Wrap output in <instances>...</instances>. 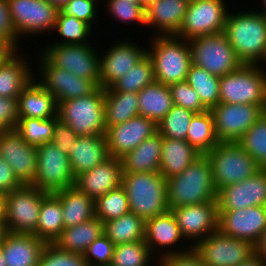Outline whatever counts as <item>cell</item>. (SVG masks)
I'll list each match as a JSON object with an SVG mask.
<instances>
[{"label": "cell", "mask_w": 266, "mask_h": 266, "mask_svg": "<svg viewBox=\"0 0 266 266\" xmlns=\"http://www.w3.org/2000/svg\"><path fill=\"white\" fill-rule=\"evenodd\" d=\"M230 11L223 32L238 59L243 64H266V17L256 9Z\"/></svg>", "instance_id": "1"}, {"label": "cell", "mask_w": 266, "mask_h": 266, "mask_svg": "<svg viewBox=\"0 0 266 266\" xmlns=\"http://www.w3.org/2000/svg\"><path fill=\"white\" fill-rule=\"evenodd\" d=\"M169 209L217 200L212 166L206 155H201L183 172L167 179Z\"/></svg>", "instance_id": "2"}, {"label": "cell", "mask_w": 266, "mask_h": 266, "mask_svg": "<svg viewBox=\"0 0 266 266\" xmlns=\"http://www.w3.org/2000/svg\"><path fill=\"white\" fill-rule=\"evenodd\" d=\"M121 186L126 191L130 212L144 221L169 211L167 180L159 172L123 173Z\"/></svg>", "instance_id": "3"}, {"label": "cell", "mask_w": 266, "mask_h": 266, "mask_svg": "<svg viewBox=\"0 0 266 266\" xmlns=\"http://www.w3.org/2000/svg\"><path fill=\"white\" fill-rule=\"evenodd\" d=\"M149 41L147 55L153 63L155 81L167 86L186 81L192 65L188 40L176 36H151Z\"/></svg>", "instance_id": "4"}, {"label": "cell", "mask_w": 266, "mask_h": 266, "mask_svg": "<svg viewBox=\"0 0 266 266\" xmlns=\"http://www.w3.org/2000/svg\"><path fill=\"white\" fill-rule=\"evenodd\" d=\"M266 67L242 64L220 77L219 103L266 106Z\"/></svg>", "instance_id": "5"}, {"label": "cell", "mask_w": 266, "mask_h": 266, "mask_svg": "<svg viewBox=\"0 0 266 266\" xmlns=\"http://www.w3.org/2000/svg\"><path fill=\"white\" fill-rule=\"evenodd\" d=\"M105 92L98 87L92 94L58 103V118L79 136H105Z\"/></svg>", "instance_id": "6"}, {"label": "cell", "mask_w": 266, "mask_h": 266, "mask_svg": "<svg viewBox=\"0 0 266 266\" xmlns=\"http://www.w3.org/2000/svg\"><path fill=\"white\" fill-rule=\"evenodd\" d=\"M212 166L215 189L241 182L262 169L237 142H219L205 154Z\"/></svg>", "instance_id": "7"}, {"label": "cell", "mask_w": 266, "mask_h": 266, "mask_svg": "<svg viewBox=\"0 0 266 266\" xmlns=\"http://www.w3.org/2000/svg\"><path fill=\"white\" fill-rule=\"evenodd\" d=\"M47 194L33 185H22L3 195L5 231L34 234L39 220L41 203Z\"/></svg>", "instance_id": "8"}, {"label": "cell", "mask_w": 266, "mask_h": 266, "mask_svg": "<svg viewBox=\"0 0 266 266\" xmlns=\"http://www.w3.org/2000/svg\"><path fill=\"white\" fill-rule=\"evenodd\" d=\"M188 42L192 64L212 75L224 76L243 64L224 32L196 37Z\"/></svg>", "instance_id": "9"}, {"label": "cell", "mask_w": 266, "mask_h": 266, "mask_svg": "<svg viewBox=\"0 0 266 266\" xmlns=\"http://www.w3.org/2000/svg\"><path fill=\"white\" fill-rule=\"evenodd\" d=\"M93 44H49L40 52L56 67L100 87V54Z\"/></svg>", "instance_id": "10"}, {"label": "cell", "mask_w": 266, "mask_h": 266, "mask_svg": "<svg viewBox=\"0 0 266 266\" xmlns=\"http://www.w3.org/2000/svg\"><path fill=\"white\" fill-rule=\"evenodd\" d=\"M228 0H196L189 2L176 37L190 40L224 31ZM227 5V6H226Z\"/></svg>", "instance_id": "11"}, {"label": "cell", "mask_w": 266, "mask_h": 266, "mask_svg": "<svg viewBox=\"0 0 266 266\" xmlns=\"http://www.w3.org/2000/svg\"><path fill=\"white\" fill-rule=\"evenodd\" d=\"M37 170L31 185L47 193L69 188L74 185L68 155L62 153L53 142L36 147Z\"/></svg>", "instance_id": "12"}, {"label": "cell", "mask_w": 266, "mask_h": 266, "mask_svg": "<svg viewBox=\"0 0 266 266\" xmlns=\"http://www.w3.org/2000/svg\"><path fill=\"white\" fill-rule=\"evenodd\" d=\"M14 30L19 40L28 35L52 33L60 9L46 0H7ZM52 31V32H51ZM26 34V36H24Z\"/></svg>", "instance_id": "13"}, {"label": "cell", "mask_w": 266, "mask_h": 266, "mask_svg": "<svg viewBox=\"0 0 266 266\" xmlns=\"http://www.w3.org/2000/svg\"><path fill=\"white\" fill-rule=\"evenodd\" d=\"M39 74L37 81L54 97L57 103L92 94L98 86L89 79L80 78L68 70L54 66L41 52L37 54ZM39 76V77H36Z\"/></svg>", "instance_id": "14"}, {"label": "cell", "mask_w": 266, "mask_h": 266, "mask_svg": "<svg viewBox=\"0 0 266 266\" xmlns=\"http://www.w3.org/2000/svg\"><path fill=\"white\" fill-rule=\"evenodd\" d=\"M220 142H236L266 111V106L219 103L210 110Z\"/></svg>", "instance_id": "15"}, {"label": "cell", "mask_w": 266, "mask_h": 266, "mask_svg": "<svg viewBox=\"0 0 266 266\" xmlns=\"http://www.w3.org/2000/svg\"><path fill=\"white\" fill-rule=\"evenodd\" d=\"M194 249L208 266H239L254 255L250 242L226 236L219 230L205 237Z\"/></svg>", "instance_id": "16"}, {"label": "cell", "mask_w": 266, "mask_h": 266, "mask_svg": "<svg viewBox=\"0 0 266 266\" xmlns=\"http://www.w3.org/2000/svg\"><path fill=\"white\" fill-rule=\"evenodd\" d=\"M169 210L174 215L183 238L192 248L218 230L217 200ZM190 240L192 244L189 243Z\"/></svg>", "instance_id": "17"}, {"label": "cell", "mask_w": 266, "mask_h": 266, "mask_svg": "<svg viewBox=\"0 0 266 266\" xmlns=\"http://www.w3.org/2000/svg\"><path fill=\"white\" fill-rule=\"evenodd\" d=\"M218 230L254 245L266 229V206L238 210H218Z\"/></svg>", "instance_id": "18"}, {"label": "cell", "mask_w": 266, "mask_h": 266, "mask_svg": "<svg viewBox=\"0 0 266 266\" xmlns=\"http://www.w3.org/2000/svg\"><path fill=\"white\" fill-rule=\"evenodd\" d=\"M114 43L103 56L100 53V87L103 89L111 87L147 54V46L130 42V39Z\"/></svg>", "instance_id": "19"}, {"label": "cell", "mask_w": 266, "mask_h": 266, "mask_svg": "<svg viewBox=\"0 0 266 266\" xmlns=\"http://www.w3.org/2000/svg\"><path fill=\"white\" fill-rule=\"evenodd\" d=\"M0 157L23 185H31L37 170L36 147L25 142L16 130L0 131Z\"/></svg>", "instance_id": "20"}, {"label": "cell", "mask_w": 266, "mask_h": 266, "mask_svg": "<svg viewBox=\"0 0 266 266\" xmlns=\"http://www.w3.org/2000/svg\"><path fill=\"white\" fill-rule=\"evenodd\" d=\"M157 132V124L141 115H137L124 123L108 127L105 137L109 156L121 159Z\"/></svg>", "instance_id": "21"}, {"label": "cell", "mask_w": 266, "mask_h": 266, "mask_svg": "<svg viewBox=\"0 0 266 266\" xmlns=\"http://www.w3.org/2000/svg\"><path fill=\"white\" fill-rule=\"evenodd\" d=\"M218 210H238L266 206V169L217 191Z\"/></svg>", "instance_id": "22"}, {"label": "cell", "mask_w": 266, "mask_h": 266, "mask_svg": "<svg viewBox=\"0 0 266 266\" xmlns=\"http://www.w3.org/2000/svg\"><path fill=\"white\" fill-rule=\"evenodd\" d=\"M182 240L185 241L174 215L170 210L145 221L144 241L150 248L154 257L156 255V259L161 256L182 253L190 250L192 248L190 245L188 247L186 246L183 250L176 247V245H179Z\"/></svg>", "instance_id": "23"}, {"label": "cell", "mask_w": 266, "mask_h": 266, "mask_svg": "<svg viewBox=\"0 0 266 266\" xmlns=\"http://www.w3.org/2000/svg\"><path fill=\"white\" fill-rule=\"evenodd\" d=\"M122 162L110 156L102 163L75 178L74 186L94 201L107 192L118 188L122 182Z\"/></svg>", "instance_id": "24"}, {"label": "cell", "mask_w": 266, "mask_h": 266, "mask_svg": "<svg viewBox=\"0 0 266 266\" xmlns=\"http://www.w3.org/2000/svg\"><path fill=\"white\" fill-rule=\"evenodd\" d=\"M189 2L186 0H155L145 8V26L153 36H176Z\"/></svg>", "instance_id": "25"}, {"label": "cell", "mask_w": 266, "mask_h": 266, "mask_svg": "<svg viewBox=\"0 0 266 266\" xmlns=\"http://www.w3.org/2000/svg\"><path fill=\"white\" fill-rule=\"evenodd\" d=\"M46 244L34 234L5 231L0 247L6 266H39L41 253Z\"/></svg>", "instance_id": "26"}, {"label": "cell", "mask_w": 266, "mask_h": 266, "mask_svg": "<svg viewBox=\"0 0 266 266\" xmlns=\"http://www.w3.org/2000/svg\"><path fill=\"white\" fill-rule=\"evenodd\" d=\"M22 51H14L0 64V96L18 98L35 77L31 63ZM22 54V55H21Z\"/></svg>", "instance_id": "27"}, {"label": "cell", "mask_w": 266, "mask_h": 266, "mask_svg": "<svg viewBox=\"0 0 266 266\" xmlns=\"http://www.w3.org/2000/svg\"><path fill=\"white\" fill-rule=\"evenodd\" d=\"M68 157L72 173L76 178L110 157L106 137L100 135L79 136Z\"/></svg>", "instance_id": "28"}, {"label": "cell", "mask_w": 266, "mask_h": 266, "mask_svg": "<svg viewBox=\"0 0 266 266\" xmlns=\"http://www.w3.org/2000/svg\"><path fill=\"white\" fill-rule=\"evenodd\" d=\"M58 103L34 77L18 97V118L48 119L57 116Z\"/></svg>", "instance_id": "29"}, {"label": "cell", "mask_w": 266, "mask_h": 266, "mask_svg": "<svg viewBox=\"0 0 266 266\" xmlns=\"http://www.w3.org/2000/svg\"><path fill=\"white\" fill-rule=\"evenodd\" d=\"M163 138L159 132L121 158L123 173L159 172Z\"/></svg>", "instance_id": "30"}, {"label": "cell", "mask_w": 266, "mask_h": 266, "mask_svg": "<svg viewBox=\"0 0 266 266\" xmlns=\"http://www.w3.org/2000/svg\"><path fill=\"white\" fill-rule=\"evenodd\" d=\"M201 155L186 140L163 138L159 173L167 180L183 172Z\"/></svg>", "instance_id": "31"}, {"label": "cell", "mask_w": 266, "mask_h": 266, "mask_svg": "<svg viewBox=\"0 0 266 266\" xmlns=\"http://www.w3.org/2000/svg\"><path fill=\"white\" fill-rule=\"evenodd\" d=\"M104 223L97 217L76 226L64 228L54 241L59 249L84 255L89 245L104 234Z\"/></svg>", "instance_id": "32"}, {"label": "cell", "mask_w": 266, "mask_h": 266, "mask_svg": "<svg viewBox=\"0 0 266 266\" xmlns=\"http://www.w3.org/2000/svg\"><path fill=\"white\" fill-rule=\"evenodd\" d=\"M60 198L64 228L76 226L95 217L94 200L76 186L55 192Z\"/></svg>", "instance_id": "33"}, {"label": "cell", "mask_w": 266, "mask_h": 266, "mask_svg": "<svg viewBox=\"0 0 266 266\" xmlns=\"http://www.w3.org/2000/svg\"><path fill=\"white\" fill-rule=\"evenodd\" d=\"M138 100L139 115L157 125L174 106L169 86L156 81L138 92Z\"/></svg>", "instance_id": "34"}, {"label": "cell", "mask_w": 266, "mask_h": 266, "mask_svg": "<svg viewBox=\"0 0 266 266\" xmlns=\"http://www.w3.org/2000/svg\"><path fill=\"white\" fill-rule=\"evenodd\" d=\"M64 229L60 198L55 193H48L42 200L36 232L39 239L54 243Z\"/></svg>", "instance_id": "35"}, {"label": "cell", "mask_w": 266, "mask_h": 266, "mask_svg": "<svg viewBox=\"0 0 266 266\" xmlns=\"http://www.w3.org/2000/svg\"><path fill=\"white\" fill-rule=\"evenodd\" d=\"M105 127L124 123L139 115L138 93L104 91Z\"/></svg>", "instance_id": "36"}, {"label": "cell", "mask_w": 266, "mask_h": 266, "mask_svg": "<svg viewBox=\"0 0 266 266\" xmlns=\"http://www.w3.org/2000/svg\"><path fill=\"white\" fill-rule=\"evenodd\" d=\"M104 234L114 245L144 240L145 221L133 212L104 223Z\"/></svg>", "instance_id": "37"}, {"label": "cell", "mask_w": 266, "mask_h": 266, "mask_svg": "<svg viewBox=\"0 0 266 266\" xmlns=\"http://www.w3.org/2000/svg\"><path fill=\"white\" fill-rule=\"evenodd\" d=\"M186 141L202 155L220 142L215 134L214 117L210 110L192 117Z\"/></svg>", "instance_id": "38"}, {"label": "cell", "mask_w": 266, "mask_h": 266, "mask_svg": "<svg viewBox=\"0 0 266 266\" xmlns=\"http://www.w3.org/2000/svg\"><path fill=\"white\" fill-rule=\"evenodd\" d=\"M186 82L195 89L202 104L208 110L219 104L220 77L192 64L187 73Z\"/></svg>", "instance_id": "39"}, {"label": "cell", "mask_w": 266, "mask_h": 266, "mask_svg": "<svg viewBox=\"0 0 266 266\" xmlns=\"http://www.w3.org/2000/svg\"><path fill=\"white\" fill-rule=\"evenodd\" d=\"M154 79L153 63L146 54L136 65L119 78L111 87L104 91L140 92L145 86L152 84Z\"/></svg>", "instance_id": "40"}, {"label": "cell", "mask_w": 266, "mask_h": 266, "mask_svg": "<svg viewBox=\"0 0 266 266\" xmlns=\"http://www.w3.org/2000/svg\"><path fill=\"white\" fill-rule=\"evenodd\" d=\"M92 30L88 24L60 9L54 28L60 38L51 44H91L89 38L93 36Z\"/></svg>", "instance_id": "41"}, {"label": "cell", "mask_w": 266, "mask_h": 266, "mask_svg": "<svg viewBox=\"0 0 266 266\" xmlns=\"http://www.w3.org/2000/svg\"><path fill=\"white\" fill-rule=\"evenodd\" d=\"M236 142L266 169V111Z\"/></svg>", "instance_id": "42"}, {"label": "cell", "mask_w": 266, "mask_h": 266, "mask_svg": "<svg viewBox=\"0 0 266 266\" xmlns=\"http://www.w3.org/2000/svg\"><path fill=\"white\" fill-rule=\"evenodd\" d=\"M58 115L48 119L19 118L16 131L29 145L38 147L52 142L55 121Z\"/></svg>", "instance_id": "43"}, {"label": "cell", "mask_w": 266, "mask_h": 266, "mask_svg": "<svg viewBox=\"0 0 266 266\" xmlns=\"http://www.w3.org/2000/svg\"><path fill=\"white\" fill-rule=\"evenodd\" d=\"M153 258L156 260L144 240L118 244L115 245L110 266H150Z\"/></svg>", "instance_id": "44"}, {"label": "cell", "mask_w": 266, "mask_h": 266, "mask_svg": "<svg viewBox=\"0 0 266 266\" xmlns=\"http://www.w3.org/2000/svg\"><path fill=\"white\" fill-rule=\"evenodd\" d=\"M95 217L103 223L121 217L130 211L126 191L120 185L94 201Z\"/></svg>", "instance_id": "45"}, {"label": "cell", "mask_w": 266, "mask_h": 266, "mask_svg": "<svg viewBox=\"0 0 266 266\" xmlns=\"http://www.w3.org/2000/svg\"><path fill=\"white\" fill-rule=\"evenodd\" d=\"M196 113L174 105L158 123V132L162 138L186 140L192 117Z\"/></svg>", "instance_id": "46"}, {"label": "cell", "mask_w": 266, "mask_h": 266, "mask_svg": "<svg viewBox=\"0 0 266 266\" xmlns=\"http://www.w3.org/2000/svg\"><path fill=\"white\" fill-rule=\"evenodd\" d=\"M105 7L108 15L122 23H140L145 26V9L129 0H107ZM107 4V5H106Z\"/></svg>", "instance_id": "47"}, {"label": "cell", "mask_w": 266, "mask_h": 266, "mask_svg": "<svg viewBox=\"0 0 266 266\" xmlns=\"http://www.w3.org/2000/svg\"><path fill=\"white\" fill-rule=\"evenodd\" d=\"M39 266H88L84 255L59 249L47 243L42 250Z\"/></svg>", "instance_id": "48"}, {"label": "cell", "mask_w": 266, "mask_h": 266, "mask_svg": "<svg viewBox=\"0 0 266 266\" xmlns=\"http://www.w3.org/2000/svg\"><path fill=\"white\" fill-rule=\"evenodd\" d=\"M174 105L183 107L194 113H202L208 109L202 104L200 96L186 81L169 85Z\"/></svg>", "instance_id": "49"}, {"label": "cell", "mask_w": 266, "mask_h": 266, "mask_svg": "<svg viewBox=\"0 0 266 266\" xmlns=\"http://www.w3.org/2000/svg\"><path fill=\"white\" fill-rule=\"evenodd\" d=\"M114 249L112 241L102 234L89 245L84 258L88 266H110Z\"/></svg>", "instance_id": "50"}, {"label": "cell", "mask_w": 266, "mask_h": 266, "mask_svg": "<svg viewBox=\"0 0 266 266\" xmlns=\"http://www.w3.org/2000/svg\"><path fill=\"white\" fill-rule=\"evenodd\" d=\"M98 0H71L61 10L88 24L94 30L98 15ZM96 20V21H95Z\"/></svg>", "instance_id": "51"}, {"label": "cell", "mask_w": 266, "mask_h": 266, "mask_svg": "<svg viewBox=\"0 0 266 266\" xmlns=\"http://www.w3.org/2000/svg\"><path fill=\"white\" fill-rule=\"evenodd\" d=\"M0 41H3L13 52L19 50V38L13 27L7 0H0Z\"/></svg>", "instance_id": "52"}, {"label": "cell", "mask_w": 266, "mask_h": 266, "mask_svg": "<svg viewBox=\"0 0 266 266\" xmlns=\"http://www.w3.org/2000/svg\"><path fill=\"white\" fill-rule=\"evenodd\" d=\"M156 261L160 266H208L194 248L182 253L161 256Z\"/></svg>", "instance_id": "53"}, {"label": "cell", "mask_w": 266, "mask_h": 266, "mask_svg": "<svg viewBox=\"0 0 266 266\" xmlns=\"http://www.w3.org/2000/svg\"><path fill=\"white\" fill-rule=\"evenodd\" d=\"M18 119V98L0 96V131L16 130Z\"/></svg>", "instance_id": "54"}, {"label": "cell", "mask_w": 266, "mask_h": 266, "mask_svg": "<svg viewBox=\"0 0 266 266\" xmlns=\"http://www.w3.org/2000/svg\"><path fill=\"white\" fill-rule=\"evenodd\" d=\"M78 136L76 133L59 118L55 121L52 142L64 154L69 155Z\"/></svg>", "instance_id": "55"}, {"label": "cell", "mask_w": 266, "mask_h": 266, "mask_svg": "<svg viewBox=\"0 0 266 266\" xmlns=\"http://www.w3.org/2000/svg\"><path fill=\"white\" fill-rule=\"evenodd\" d=\"M22 185L9 164L0 157V194L3 196Z\"/></svg>", "instance_id": "56"}, {"label": "cell", "mask_w": 266, "mask_h": 266, "mask_svg": "<svg viewBox=\"0 0 266 266\" xmlns=\"http://www.w3.org/2000/svg\"><path fill=\"white\" fill-rule=\"evenodd\" d=\"M254 255L266 261V229L262 232L260 238L253 245Z\"/></svg>", "instance_id": "57"}, {"label": "cell", "mask_w": 266, "mask_h": 266, "mask_svg": "<svg viewBox=\"0 0 266 266\" xmlns=\"http://www.w3.org/2000/svg\"><path fill=\"white\" fill-rule=\"evenodd\" d=\"M239 266H266V261H264L260 257L253 255Z\"/></svg>", "instance_id": "58"}, {"label": "cell", "mask_w": 266, "mask_h": 266, "mask_svg": "<svg viewBox=\"0 0 266 266\" xmlns=\"http://www.w3.org/2000/svg\"><path fill=\"white\" fill-rule=\"evenodd\" d=\"M12 53L13 51L3 41H0V64Z\"/></svg>", "instance_id": "59"}, {"label": "cell", "mask_w": 266, "mask_h": 266, "mask_svg": "<svg viewBox=\"0 0 266 266\" xmlns=\"http://www.w3.org/2000/svg\"><path fill=\"white\" fill-rule=\"evenodd\" d=\"M49 3H51L52 5L58 7L59 9H61L63 6H65L69 1L71 0H46Z\"/></svg>", "instance_id": "60"}, {"label": "cell", "mask_w": 266, "mask_h": 266, "mask_svg": "<svg viewBox=\"0 0 266 266\" xmlns=\"http://www.w3.org/2000/svg\"><path fill=\"white\" fill-rule=\"evenodd\" d=\"M0 226H4L3 222V199H0Z\"/></svg>", "instance_id": "61"}, {"label": "cell", "mask_w": 266, "mask_h": 266, "mask_svg": "<svg viewBox=\"0 0 266 266\" xmlns=\"http://www.w3.org/2000/svg\"><path fill=\"white\" fill-rule=\"evenodd\" d=\"M261 1V3L260 4H262V8H261V10L259 11L263 16H265L266 17V0H260Z\"/></svg>", "instance_id": "62"}, {"label": "cell", "mask_w": 266, "mask_h": 266, "mask_svg": "<svg viewBox=\"0 0 266 266\" xmlns=\"http://www.w3.org/2000/svg\"><path fill=\"white\" fill-rule=\"evenodd\" d=\"M154 1L155 0H141V6L145 9L146 7H148Z\"/></svg>", "instance_id": "63"}, {"label": "cell", "mask_w": 266, "mask_h": 266, "mask_svg": "<svg viewBox=\"0 0 266 266\" xmlns=\"http://www.w3.org/2000/svg\"><path fill=\"white\" fill-rule=\"evenodd\" d=\"M5 263L6 262H5L4 257H3L2 249L0 247V266H6Z\"/></svg>", "instance_id": "64"}, {"label": "cell", "mask_w": 266, "mask_h": 266, "mask_svg": "<svg viewBox=\"0 0 266 266\" xmlns=\"http://www.w3.org/2000/svg\"><path fill=\"white\" fill-rule=\"evenodd\" d=\"M5 233V227L4 226H0V243H1V239L3 234Z\"/></svg>", "instance_id": "65"}, {"label": "cell", "mask_w": 266, "mask_h": 266, "mask_svg": "<svg viewBox=\"0 0 266 266\" xmlns=\"http://www.w3.org/2000/svg\"><path fill=\"white\" fill-rule=\"evenodd\" d=\"M129 1H131L132 3H136V4L141 6V0H129Z\"/></svg>", "instance_id": "66"}, {"label": "cell", "mask_w": 266, "mask_h": 266, "mask_svg": "<svg viewBox=\"0 0 266 266\" xmlns=\"http://www.w3.org/2000/svg\"><path fill=\"white\" fill-rule=\"evenodd\" d=\"M157 262V263H156ZM155 264L153 263L154 266H160V264L158 263V261H156ZM152 266V265H151Z\"/></svg>", "instance_id": "67"}]
</instances>
